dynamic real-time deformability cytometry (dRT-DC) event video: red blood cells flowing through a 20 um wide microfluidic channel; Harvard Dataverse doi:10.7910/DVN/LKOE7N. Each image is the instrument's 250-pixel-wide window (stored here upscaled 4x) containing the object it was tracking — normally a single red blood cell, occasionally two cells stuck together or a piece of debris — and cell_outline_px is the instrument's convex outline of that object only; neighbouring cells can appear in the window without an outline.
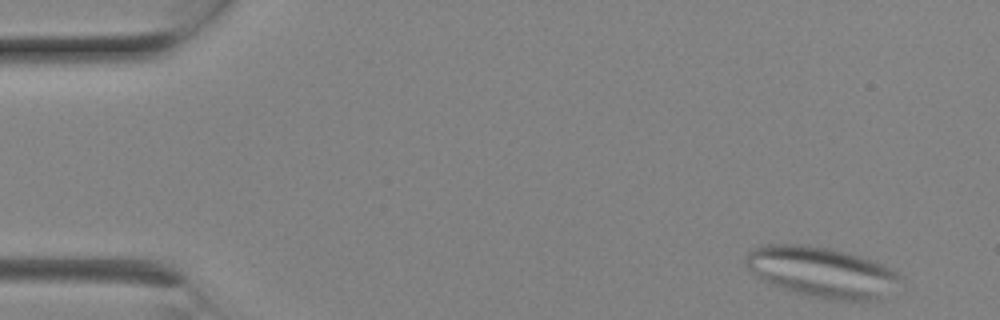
{"species": "Egyptian fruit bat (a non-hibernating species)", "species_latin": "Rousettus aegyptiacus", "temperature_condition": "room temperature", "stored_images_in_passage": 7, "camera_frame_rate_fps": 3000, "um_per_image_px": 0.085, "animal": {"sex": "female"}, "frame": {"image": 1, "passage_image": 1, "time_ms": 0.0, "image_size_px": [1000, 320], "cell_outline_px": [[900, 280], [876, 300], [832, 300], [808, 296], [772, 284], [756, 276], [748, 268], [744, 260], [748, 252], [752, 248], [764, 244], [800, 244], [828, 248], [860, 256], [872, 260], [896, 272], [900, 276]], "centroid_in_image_um": [69.77, 23.11], "position_along_channel_um": 15.2, "area_um2": 44.62}}